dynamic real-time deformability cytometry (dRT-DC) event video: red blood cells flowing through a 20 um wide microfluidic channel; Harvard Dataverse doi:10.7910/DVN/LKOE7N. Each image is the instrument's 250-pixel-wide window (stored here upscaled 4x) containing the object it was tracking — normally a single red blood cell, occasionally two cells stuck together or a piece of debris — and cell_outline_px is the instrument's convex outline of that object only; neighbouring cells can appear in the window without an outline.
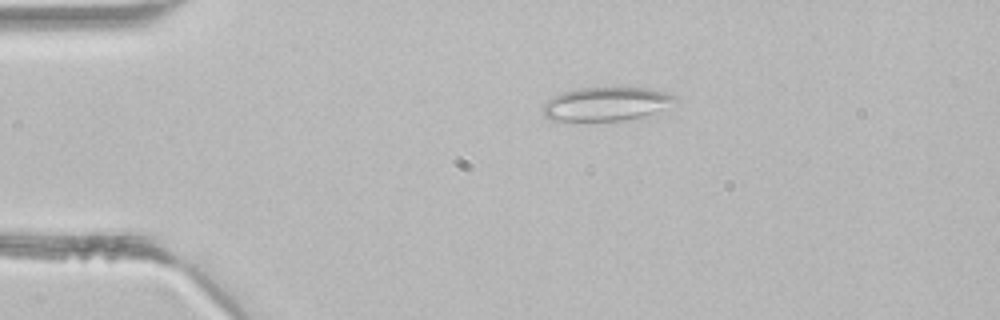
{"species": "common noctule bat (a hibernating species)", "species_latin": "Nyctalus noctula", "temperature_condition": "room temperature", "stored_images_in_passage": 3, "camera_frame_rate_fps": 3000, "um_per_image_px": 0.085, "animal": {"sex": "male", "body_mass_g": 21.5, "forearm_length_mm": 52.0}, "frame": {"image": 1, "passage_image": 2, "time_ms": 0.333, "image_size_px": [1000, 320], "cell_outline_px": [[680, 100], [640, 120], [552, 120], [544, 116], [540, 108], [552, 96], [564, 92], [580, 88], [648, 88], [664, 92], [676, 96]], "centroid_in_image_um": [51.56, 8.85], "position_along_channel_um": 33.4, "area_um2": 26.13}}